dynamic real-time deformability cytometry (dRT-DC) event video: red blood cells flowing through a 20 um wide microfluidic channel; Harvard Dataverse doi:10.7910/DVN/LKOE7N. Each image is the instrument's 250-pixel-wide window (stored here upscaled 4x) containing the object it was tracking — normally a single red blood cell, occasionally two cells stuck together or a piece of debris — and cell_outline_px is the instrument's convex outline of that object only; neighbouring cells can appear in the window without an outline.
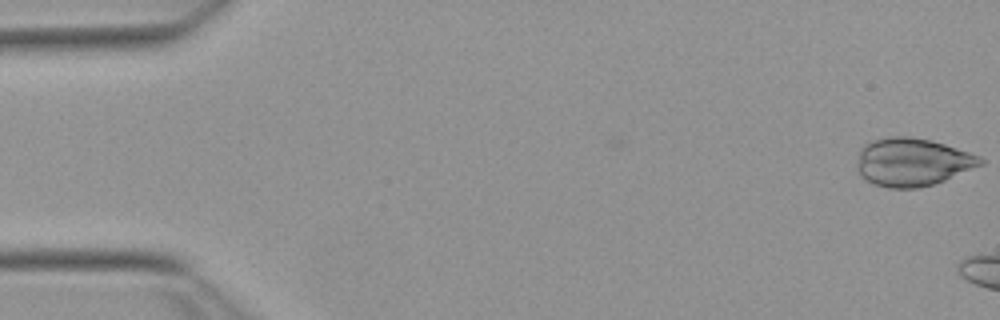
{"species": "Egyptian fruit bat (a non-hibernating species)", "species_latin": "Rousettus aegyptiacus", "temperature_condition": "warm", "stored_images_in_passage": 6, "camera_frame_rate_fps": 3000, "um_per_image_px": 0.085, "animal": {"sex": "female"}, "frame": {"image": 1, "passage_image": 1, "time_ms": 0.0, "image_size_px": [1000, 320], "cell_outline_px": [[984, 164], [944, 180], [920, 188], [888, 188], [872, 184], [860, 176], [856, 172], [856, 168], [860, 148], [864, 144], [872, 140], [888, 136], [908, 136], [928, 140], [944, 144], [980, 156], [984, 160]], "centroid_in_image_um": [77.5, 13.78], "position_along_channel_um": 7.5, "area_um2": 34.68}}